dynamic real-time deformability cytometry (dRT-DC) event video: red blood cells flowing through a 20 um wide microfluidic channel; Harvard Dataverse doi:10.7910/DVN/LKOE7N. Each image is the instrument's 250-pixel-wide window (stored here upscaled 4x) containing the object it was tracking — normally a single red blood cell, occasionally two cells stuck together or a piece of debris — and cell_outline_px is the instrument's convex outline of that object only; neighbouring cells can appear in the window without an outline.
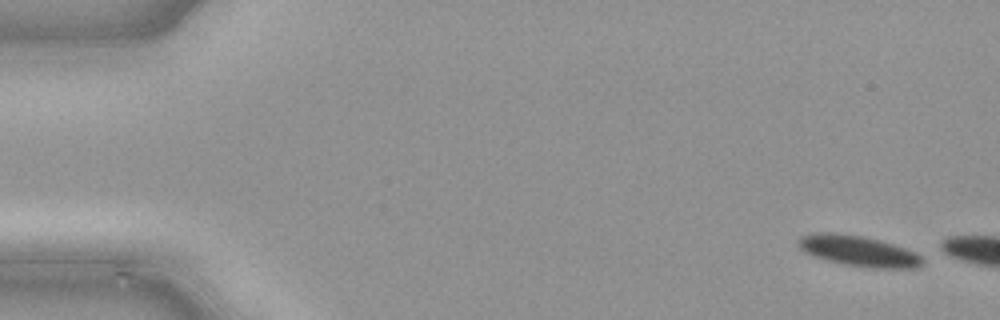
{"species": "common noctule bat (a hibernating species)", "species_latin": "Nyctalus noctula", "temperature_condition": "cold", "stored_images_in_passage": 5, "camera_frame_rate_fps": 3000, "um_per_image_px": 0.085, "animal": {"sex": "male", "body_mass_g": 21.5, "forearm_length_mm": 52.0}, "frame": {"image": 1, "passage_image": 1, "time_ms": 0.0, "image_size_px": [1000, 320], "cell_outline_px": [[924, 264], [916, 268], [872, 268], [848, 264], [828, 260], [804, 252], [796, 244], [796, 240], [800, 236], [816, 232], [836, 232], [864, 236], [880, 240], [916, 252], [924, 256]], "centroid_in_image_um": [72.99, 21.31], "position_along_channel_um": 12.0, "area_um2": 22.31}}